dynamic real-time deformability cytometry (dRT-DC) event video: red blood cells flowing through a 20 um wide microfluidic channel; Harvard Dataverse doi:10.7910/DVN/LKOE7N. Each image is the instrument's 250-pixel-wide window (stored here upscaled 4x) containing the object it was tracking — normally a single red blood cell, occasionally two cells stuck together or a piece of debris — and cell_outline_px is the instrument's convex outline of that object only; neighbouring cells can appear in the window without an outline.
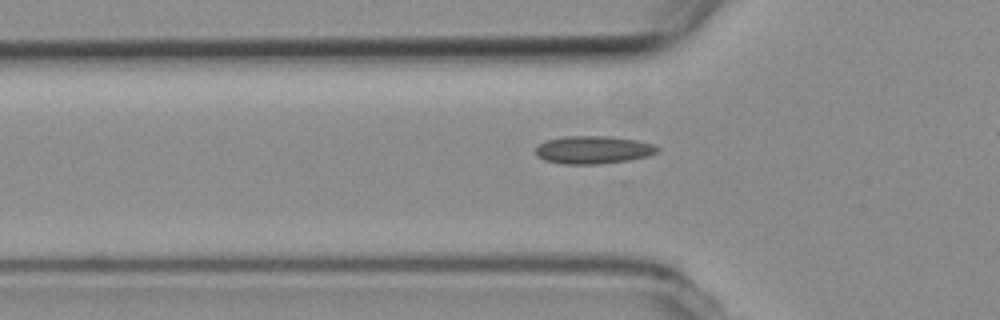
{"species": "common noctule bat (a hibernating species)", "species_latin": "Nyctalus noctula", "temperature_condition": "room temperature", "stored_images_in_passage": 36, "camera_frame_rate_fps": 3000, "um_per_image_px": 0.085, "animal": {"sex": "female", "body_mass_g": 19.3, "forearm_length_mm": 54.1}, "frame": {"image": 1, "passage_image": 7, "time_ms": 2.0, "image_size_px": [1000, 320], "cell_outline_px": [[660, 148], [656, 152], [648, 156], [628, 160], [600, 164], [564, 164], [544, 160], [536, 156], [536, 148], [544, 140], [564, 136], [612, 136], [640, 140], [652, 144]], "centroid_in_image_um": [50.42, 12.72], "position_along_channel_um": 75.4, "area_um2": 19.94}}
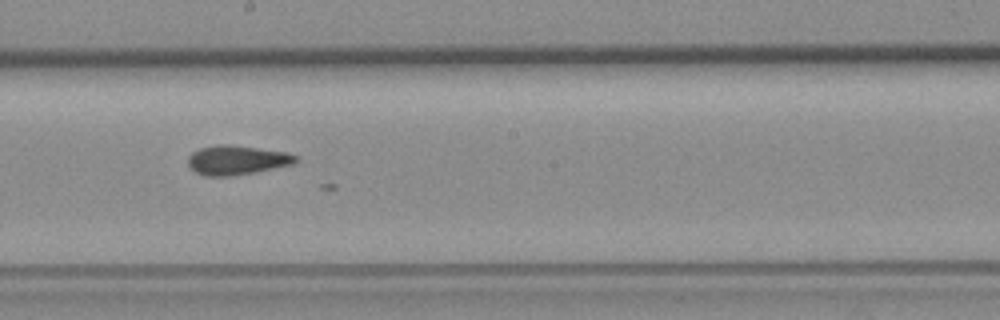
{"frame": {"image": 2, "passage_image": 19, "time_ms": 6.0, "image_size_px": [1000, 320], "cell_outline_px": [[300, 160], [296, 164], [232, 176], [204, 176], [196, 172], [188, 164], [188, 156], [192, 152], [200, 148], [220, 144], [228, 144], [288, 152], [296, 156]], "centroid_in_image_um": [20.16, 13.6], "position_along_channel_um": 228.0, "area_um2": 18.5}}
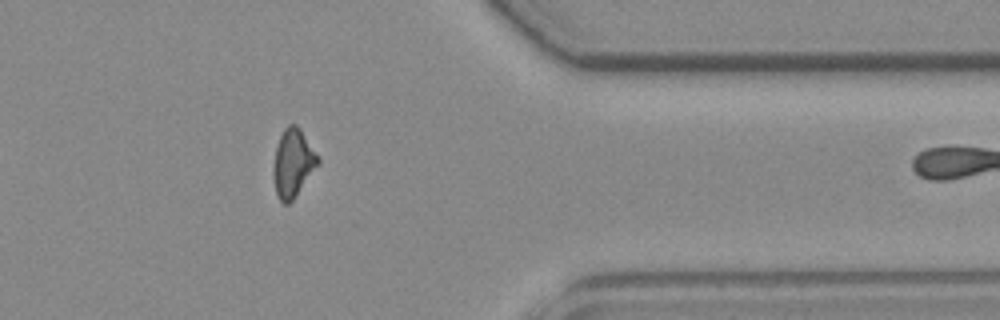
{"frame": {"image": 3, "passage_image": 33, "time_ms": 10.667, "image_size_px": [1000, 320], "cell_outline_px": [[320, 164], [292, 200], [288, 204], [284, 204], [280, 200], [276, 192], [272, 176], [272, 172], [276, 148], [280, 136], [284, 128], [288, 124], [296, 124], [300, 128], [320, 160]], "centroid_in_image_um": [24.89, 13.86], "position_along_channel_um": 386.5, "area_um2": 17.57}}